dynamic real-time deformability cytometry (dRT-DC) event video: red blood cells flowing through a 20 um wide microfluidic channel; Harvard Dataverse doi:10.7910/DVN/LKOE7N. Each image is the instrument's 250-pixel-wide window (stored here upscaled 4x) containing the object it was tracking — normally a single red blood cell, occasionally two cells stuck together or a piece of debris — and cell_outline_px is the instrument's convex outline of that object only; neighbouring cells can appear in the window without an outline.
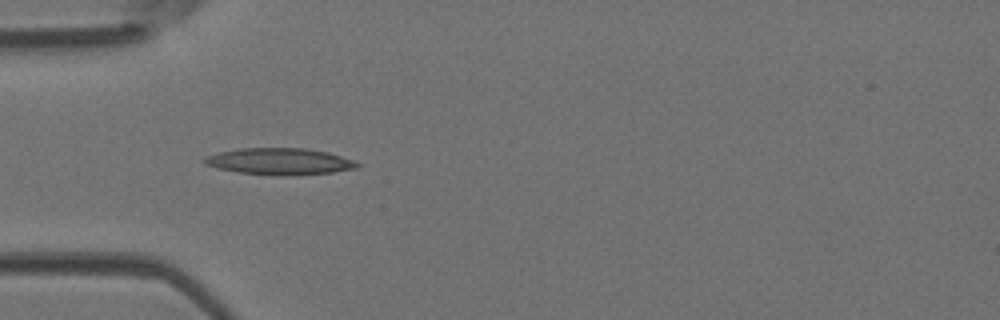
{"species": "Egyptian fruit bat (a non-hibernating species)", "species_latin": "Rousettus aegyptiacus", "temperature_condition": "room temperature", "stored_images_in_passage": 4, "camera_frame_rate_fps": 3000, "um_per_image_px": 0.085, "animal": {"sex": "female"}, "frame": {"image": 1, "passage_image": 4, "time_ms": 1.0, "image_size_px": [1000, 320], "cell_outline_px": [[360, 168], [332, 172], [240, 172], [216, 168], [204, 164], [200, 160], [204, 156], [220, 152], [240, 148], [304, 148], [328, 152], [352, 160], [360, 164]], "centroid_in_image_um": [23.7, 13.66], "position_along_channel_um": 61.3, "area_um2": 22.37}}